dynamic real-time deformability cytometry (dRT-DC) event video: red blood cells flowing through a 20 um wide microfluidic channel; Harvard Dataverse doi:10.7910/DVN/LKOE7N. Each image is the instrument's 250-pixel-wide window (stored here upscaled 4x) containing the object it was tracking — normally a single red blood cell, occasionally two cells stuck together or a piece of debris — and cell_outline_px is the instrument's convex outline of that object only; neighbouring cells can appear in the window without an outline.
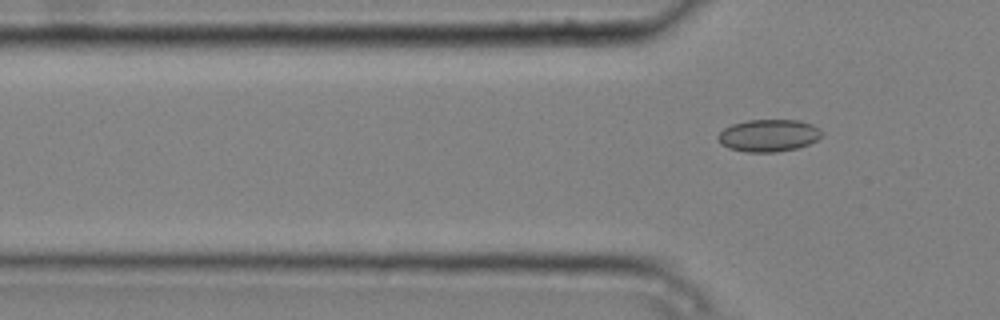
{"species": "common noctule bat (a hibernating species)", "species_latin": "Nyctalus noctula", "temperature_condition": "cold", "stored_images_in_passage": 7, "camera_frame_rate_fps": 3000, "um_per_image_px": 0.085, "animal": {"sex": "male", "body_mass_g": 20.4}, "frame": {"image": 1, "passage_image": 7, "time_ms": 2.0, "image_size_px": [1000, 320], "cell_outline_px": [[824, 132], [816, 140], [808, 144], [796, 148], [776, 152], [744, 152], [728, 148], [720, 144], [716, 136], [724, 128], [732, 124], [748, 120], [800, 120], [812, 124], [820, 128]], "centroid_in_image_um": [65.31, 11.51], "position_along_channel_um": 60.5, "area_um2": 19.65}}